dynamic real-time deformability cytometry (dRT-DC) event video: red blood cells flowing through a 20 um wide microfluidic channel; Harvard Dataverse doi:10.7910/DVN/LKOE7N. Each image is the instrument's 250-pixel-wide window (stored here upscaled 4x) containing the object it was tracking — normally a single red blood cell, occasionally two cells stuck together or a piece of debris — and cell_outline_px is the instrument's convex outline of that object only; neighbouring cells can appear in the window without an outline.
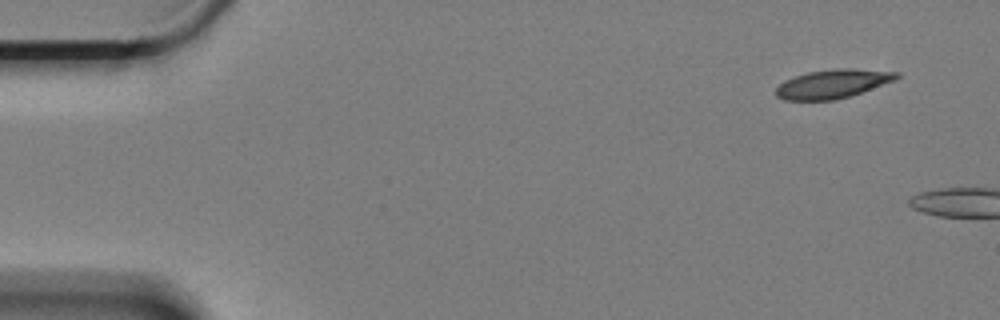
{"species": "Egyptian fruit bat (a non-hibernating species)", "species_latin": "Rousettus aegyptiacus", "temperature_condition": "cold", "stored_images_in_passage": 4, "camera_frame_rate_fps": 3000, "um_per_image_px": 0.085, "animal": {"sex": "female"}, "frame": {"image": 1, "passage_image": 1, "time_ms": 0.0, "image_size_px": [1000, 320], "cell_outline_px": [[900, 76], [896, 80], [852, 96], [832, 100], [784, 100], [776, 96], [776, 88], [780, 84], [796, 76], [808, 72], [840, 68], [848, 68], [900, 72]], "centroid_in_image_um": [70.84, 7.13], "position_along_channel_um": 14.2, "area_um2": 20.17}}